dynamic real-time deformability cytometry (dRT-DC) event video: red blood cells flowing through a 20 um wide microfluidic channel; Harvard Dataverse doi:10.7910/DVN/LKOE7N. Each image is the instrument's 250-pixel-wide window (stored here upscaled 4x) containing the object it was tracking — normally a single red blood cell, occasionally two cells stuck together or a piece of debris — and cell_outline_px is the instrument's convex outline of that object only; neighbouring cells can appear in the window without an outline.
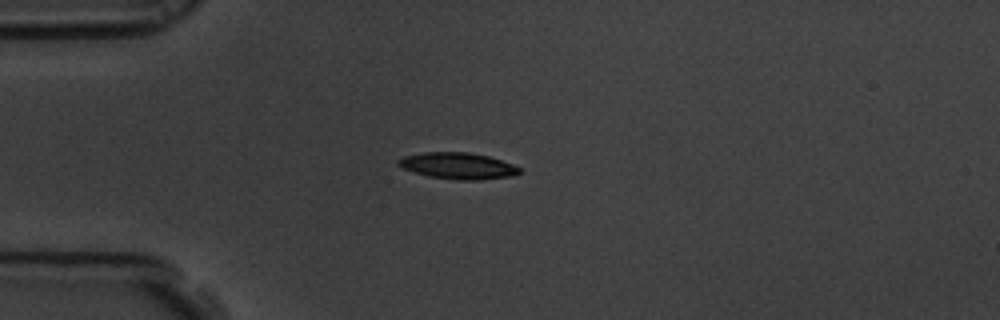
{"species": "common noctule bat (a hibernating species)", "species_latin": "Nyctalus noctula", "temperature_condition": "room temperature", "stored_images_in_passage": 45, "camera_frame_rate_fps": 3000, "um_per_image_px": 0.085, "animal": {"sex": "male", "body_mass_g": 19.5, "forearm_length_mm": 54.6}, "frame": {"image": 1, "passage_image": 1, "time_ms": 0.0, "image_size_px": [1000, 320], "cell_outline_px": [[520, 172], [512, 176], [480, 180], [456, 180], [428, 176], [400, 168], [396, 164], [396, 160], [404, 156], [424, 152], [468, 152], [488, 156], [512, 164], [520, 168]], "centroid_in_image_um": [38.87, 14.1], "position_along_channel_um": 46.1, "area_um2": 18.73}}
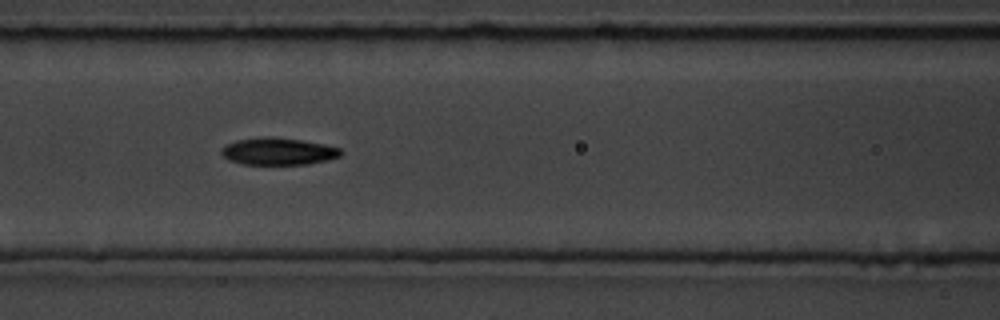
{"frame": {"image": 2, "passage_image": 11, "time_ms": 3.333, "image_size_px": [1000, 320], "cell_outline_px": [[344, 152], [340, 156], [328, 160], [308, 164], [244, 164], [228, 160], [220, 152], [220, 148], [236, 140], [300, 140], [324, 144], [340, 148]], "centroid_in_image_um": [23.7, 12.92], "position_along_channel_um": 142.9, "area_um2": 17.92}}
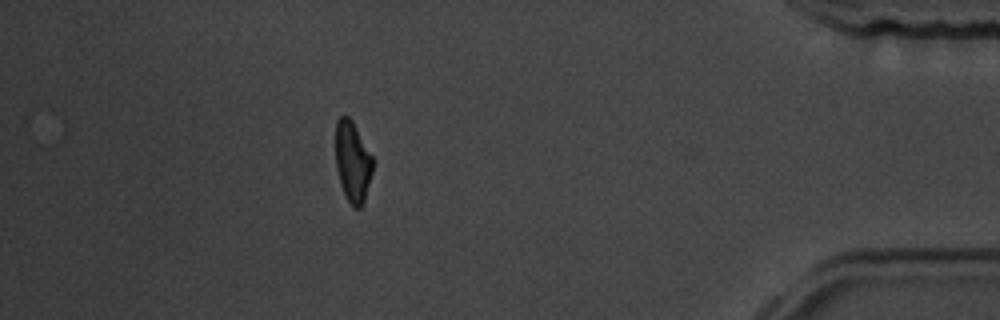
{"frame": {"image": 3, "passage_image": 38, "time_ms": 12.333, "image_size_px": [1000, 320], "cell_outline_px": [[372, 172], [364, 204], [360, 208], [352, 208], [340, 184], [336, 168], [336, 120], [340, 116], [348, 116], [352, 120], [372, 156]], "centroid_in_image_um": [29.97, 13.77], "position_along_channel_um": 405.2, "area_um2": 17.46}, "authors_computed_cell_mechanics": {"area_um2": 18.7272, "velocity_mm_per_s": 3.451, "shape_relaxation_time_tau1_ms": 3.908, "shape_relaxation_time_tau2_ms": 7.2239, "deformation_change_tau1": 0.1721, "deformation_change_tau2": 0.1166}}